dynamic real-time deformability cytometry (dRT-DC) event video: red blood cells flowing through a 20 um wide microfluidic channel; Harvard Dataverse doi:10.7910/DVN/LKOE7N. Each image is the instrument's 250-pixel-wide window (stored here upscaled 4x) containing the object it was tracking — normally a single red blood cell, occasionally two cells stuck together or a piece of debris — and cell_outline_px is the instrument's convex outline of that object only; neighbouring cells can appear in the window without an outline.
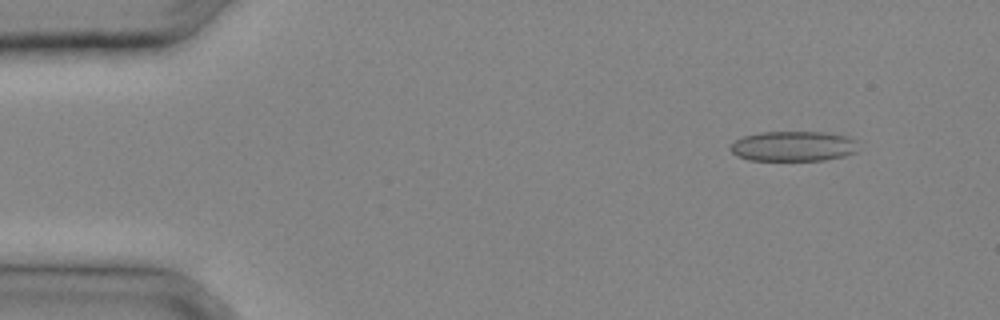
{"species": "common noctule bat (a hibernating species)", "species_latin": "Nyctalus noctula", "temperature_condition": "cold", "stored_images_in_passage": 30, "camera_frame_rate_fps": 3000, "um_per_image_px": 0.085, "animal": {"sex": "male", "body_mass_g": 20.4}, "frame": {"image": 1, "passage_image": 3, "time_ms": 0.667, "image_size_px": [1000, 320], "cell_outline_px": [[856, 152], [844, 156], [824, 160], [748, 160], [736, 156], [728, 148], [736, 140], [744, 136], [760, 132], [824, 132], [848, 136], [856, 140]], "centroid_in_image_um": [67.42, 12.43], "position_along_channel_um": 17.6, "area_um2": 22.48}}
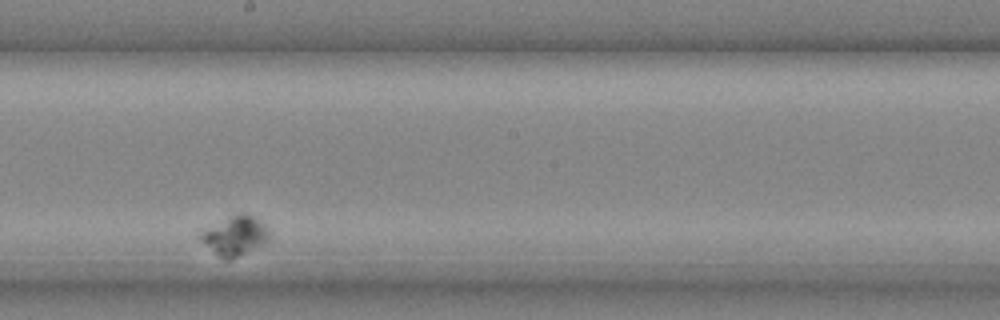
{"frame": {"image": 2, "passage_image": 21, "time_ms": 6.667, "image_size_px": [1000, 320], "cell_outline_px": [[268, 240], [228, 260], [220, 256], [200, 240], [200, 228], [228, 216], [252, 216], [260, 220], [268, 228]], "centroid_in_image_um": [19.89, 20.0], "position_along_channel_um": 228.3, "area_um2": 15.09}}
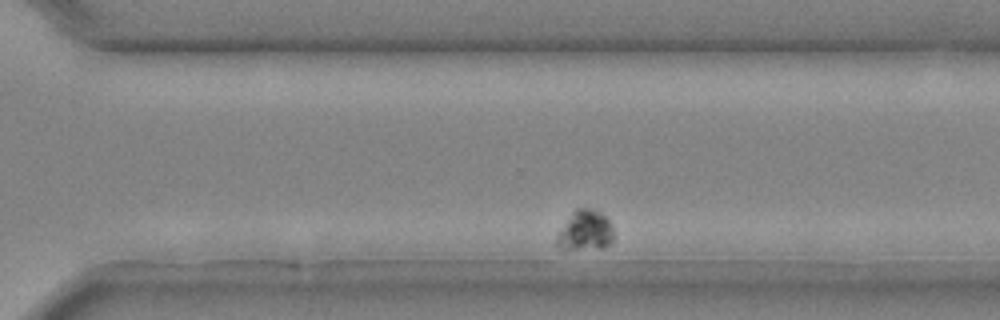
{"frame": {"image": 3, "passage_image": 27, "time_ms": 8.667, "image_size_px": [1000, 320], "cell_outline_px": [[612, 240], [604, 248], [560, 248], [556, 244], [556, 236], [560, 228], [572, 212], [576, 208], [592, 208], [600, 212], [612, 224]], "centroid_in_image_um": [49.72, 19.57], "position_along_channel_um": 320.9, "area_um2": 13.12}}